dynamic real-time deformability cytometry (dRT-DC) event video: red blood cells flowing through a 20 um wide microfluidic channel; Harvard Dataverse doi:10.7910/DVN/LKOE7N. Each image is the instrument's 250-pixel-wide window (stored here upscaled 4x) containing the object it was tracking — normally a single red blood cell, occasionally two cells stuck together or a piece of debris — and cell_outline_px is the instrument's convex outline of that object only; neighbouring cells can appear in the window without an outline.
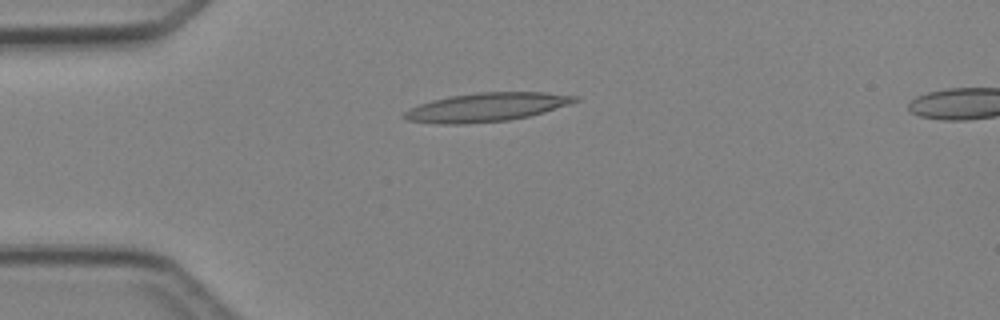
{"species": "Egyptian fruit bat (a non-hibernating species)", "species_latin": "Rousettus aegyptiacus", "temperature_condition": "cold", "stored_images_in_passage": 2, "camera_frame_rate_fps": 3000, "um_per_image_px": 0.085, "animal": {"sex": "female"}, "frame": {"image": 1, "passage_image": 2, "time_ms": 1.333, "image_size_px": [1000, 320], "cell_outline_px": [[580, 100], [544, 112], [528, 116], [508, 120], [464, 124], [440, 124], [404, 120], [404, 112], [408, 108], [432, 100], [448, 96], [476, 92], [544, 92], [580, 96]], "centroid_in_image_um": [41.33, 9.1], "position_along_channel_um": 43.7, "area_um2": 28.61}}